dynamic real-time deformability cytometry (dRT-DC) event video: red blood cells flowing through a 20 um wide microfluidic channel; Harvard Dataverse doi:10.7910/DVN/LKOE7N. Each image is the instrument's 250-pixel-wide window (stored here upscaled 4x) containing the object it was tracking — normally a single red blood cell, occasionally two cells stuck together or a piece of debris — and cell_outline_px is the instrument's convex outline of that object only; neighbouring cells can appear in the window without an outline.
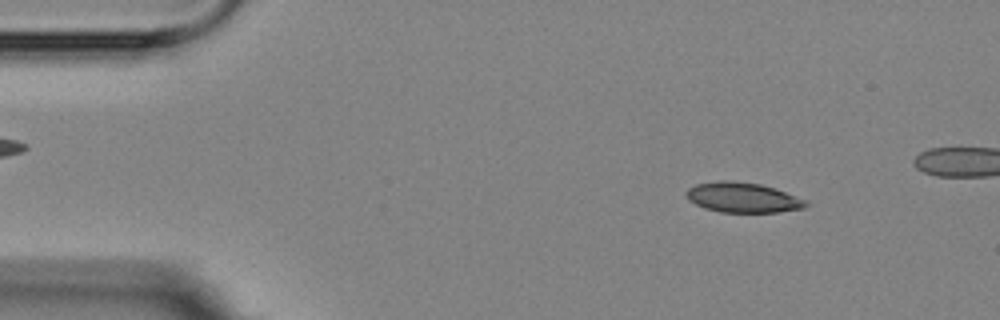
{"species": "Egyptian fruit bat (a non-hibernating species)", "species_latin": "Rousettus aegyptiacus", "temperature_condition": "room temperature", "stored_images_in_passage": 6, "camera_frame_rate_fps": 3000, "um_per_image_px": 0.085, "animal": {"sex": "female"}, "frame": {"image": 1, "passage_image": 1, "time_ms": 0.0, "image_size_px": [1000, 320], "cell_outline_px": [[808, 204], [804, 208], [776, 212], [720, 212], [704, 208], [688, 200], [684, 192], [688, 188], [696, 184], [720, 180], [732, 180], [760, 184], [776, 188], [808, 200]], "centroid_in_image_um": [63.13, 16.78], "position_along_channel_um": 21.9, "area_um2": 21.15}}
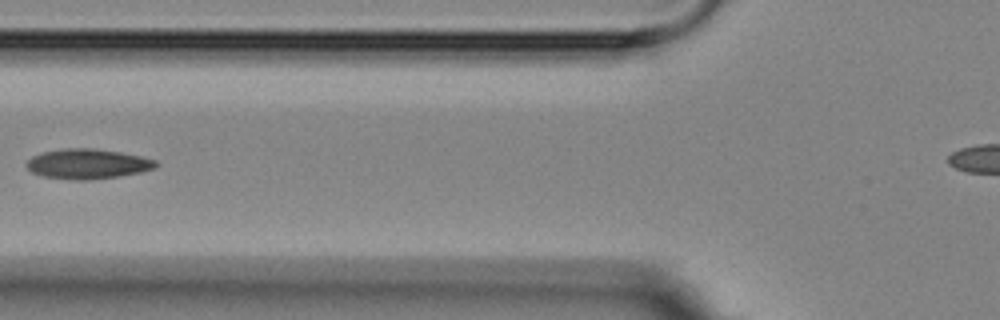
{"frame": {"image": 2, "passage_image": 5, "time_ms": 4.667, "image_size_px": [1000, 320], "cell_outline_px": [[160, 164], [156, 168], [140, 172], [120, 176], [88, 180], [76, 180], [44, 176], [32, 172], [24, 164], [32, 156], [40, 152], [64, 148], [92, 148], [120, 152], [140, 156], [156, 160]], "centroid_in_image_um": [7.45, 13.92], "position_along_channel_um": 118.3, "area_um2": 22.66}}
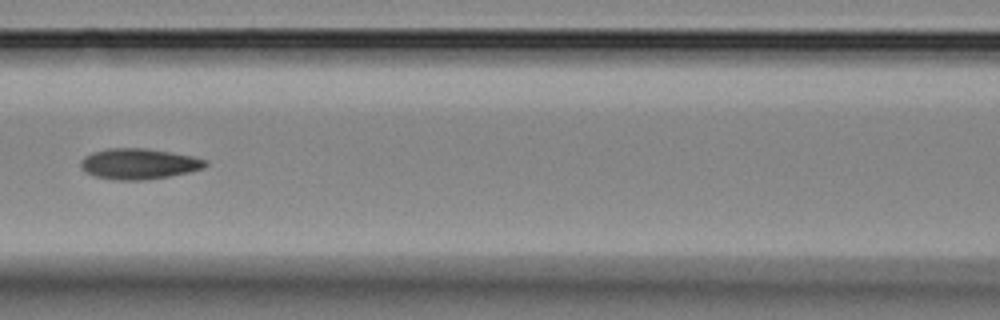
{"frame": {"image": 3, "passage_image": 6, "time_ms": 5.667, "image_size_px": [1000, 320], "cell_outline_px": [[208, 164], [204, 168], [188, 172], [168, 176], [140, 180], [116, 180], [96, 176], [84, 172], [80, 168], [80, 160], [84, 156], [92, 152], [108, 148], [144, 148], [172, 152], [192, 156], [208, 160]], "centroid_in_image_um": [11.77, 13.91], "position_along_channel_um": 154.8, "area_um2": 22.37}}